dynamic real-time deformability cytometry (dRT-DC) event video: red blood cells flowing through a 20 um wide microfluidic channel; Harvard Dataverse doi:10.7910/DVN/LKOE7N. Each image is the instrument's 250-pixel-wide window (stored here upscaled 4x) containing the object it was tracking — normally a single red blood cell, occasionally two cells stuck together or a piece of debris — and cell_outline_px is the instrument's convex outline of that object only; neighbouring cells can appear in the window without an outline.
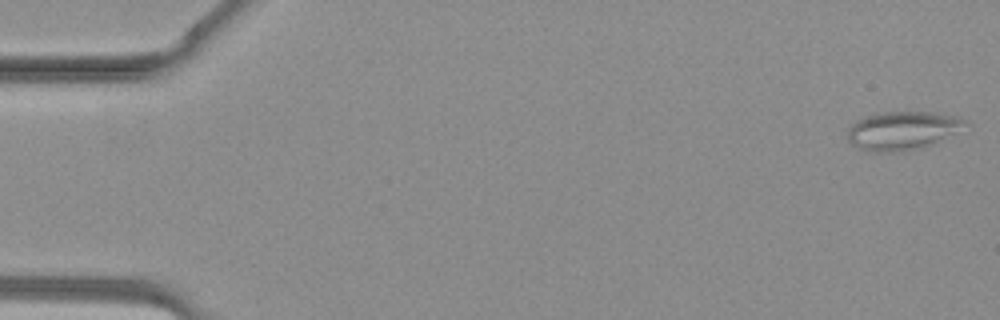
{"species": "common noctule bat (a hibernating species)", "species_latin": "Nyctalus noctula", "temperature_condition": "warm", "stored_images_in_passage": 39, "camera_frame_rate_fps": 3000, "um_per_image_px": 0.085, "animal": {"sex": "female", "body_mass_g": 19.3, "forearm_length_mm": 54.1}, "frame": {"image": 1, "passage_image": 1, "time_ms": 0.0, "image_size_px": [1000, 320], "cell_outline_px": [[972, 124], [924, 144], [912, 148], [888, 152], [872, 152], [860, 148], [852, 144], [848, 140], [848, 128], [856, 120], [868, 116], [884, 112], [928, 112], [952, 116], [968, 120]], "centroid_in_image_um": [76.63, 11.06], "position_along_channel_um": 8.4, "area_um2": 25.14}}
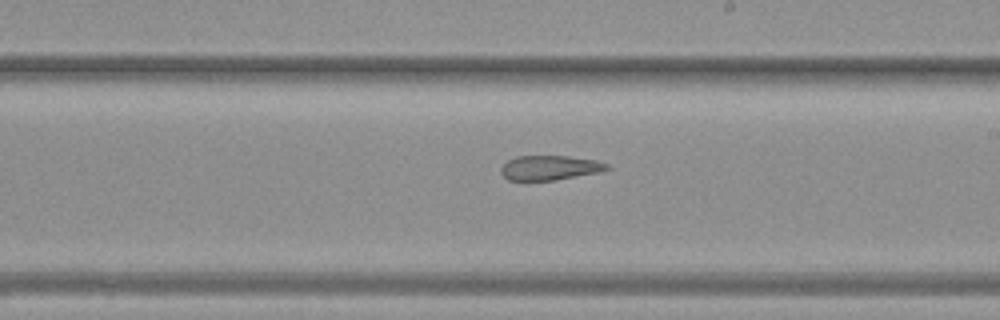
{"frame": {"image": 2, "passage_image": 23, "time_ms": 7.333, "image_size_px": [1000, 320], "cell_outline_px": [[612, 168], [600, 172], [556, 180], [508, 180], [500, 172], [500, 168], [508, 160], [516, 156], [568, 156], [596, 160], [608, 164]], "centroid_in_image_um": [46.75, 14.26], "position_along_channel_um": 242.2, "area_um2": 15.26}}
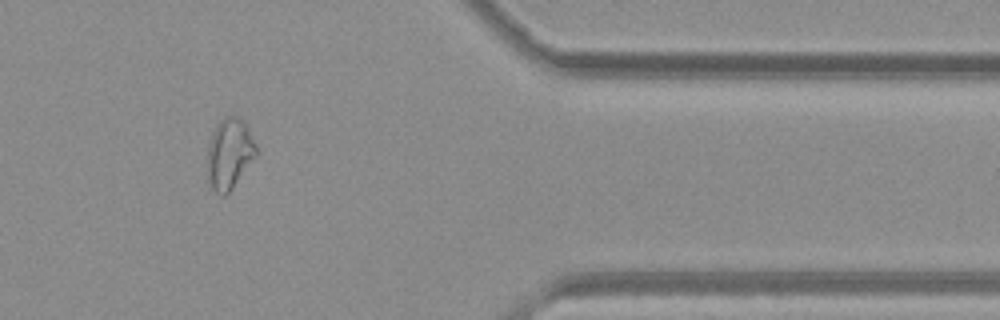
{"frame": {"image": 3, "passage_image": 33, "time_ms": 10.667, "image_size_px": [1000, 320], "cell_outline_px": [[256, 156], [232, 188], [224, 196], [220, 196], [208, 184], [208, 148], [212, 132], [216, 124], [224, 116], [236, 116], [248, 128], [256, 144]], "centroid_in_image_um": [19.48, 13.07], "position_along_channel_um": 391.9, "area_um2": 19.88}}